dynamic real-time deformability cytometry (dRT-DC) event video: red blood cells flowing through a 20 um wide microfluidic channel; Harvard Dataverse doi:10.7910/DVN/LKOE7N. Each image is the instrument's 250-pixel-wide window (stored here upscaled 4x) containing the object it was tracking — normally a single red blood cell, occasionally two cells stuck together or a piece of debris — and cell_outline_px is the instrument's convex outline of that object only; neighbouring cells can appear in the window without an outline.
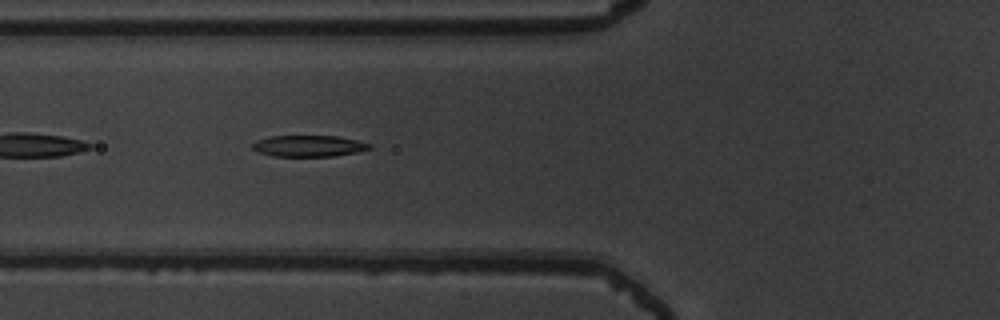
{"species": "common noctule bat (a hibernating species)", "species_latin": "Nyctalus noctula", "temperature_condition": "warm", "stored_images_in_passage": 35, "camera_frame_rate_fps": 3000, "um_per_image_px": 0.085, "animal": {"sex": "male", "body_mass_g": 19.5, "forearm_length_mm": 54.6}, "frame": {"image": 1, "passage_image": 5, "time_ms": 1.333, "image_size_px": [1000, 320], "cell_outline_px": [[372, 148], [356, 152], [332, 156], [272, 156], [260, 152], [252, 148], [252, 144], [256, 140], [272, 136], [336, 136], [356, 140], [372, 144]], "centroid_in_image_um": [26.24, 12.4], "position_along_channel_um": 99.6, "area_um2": 14.39}}
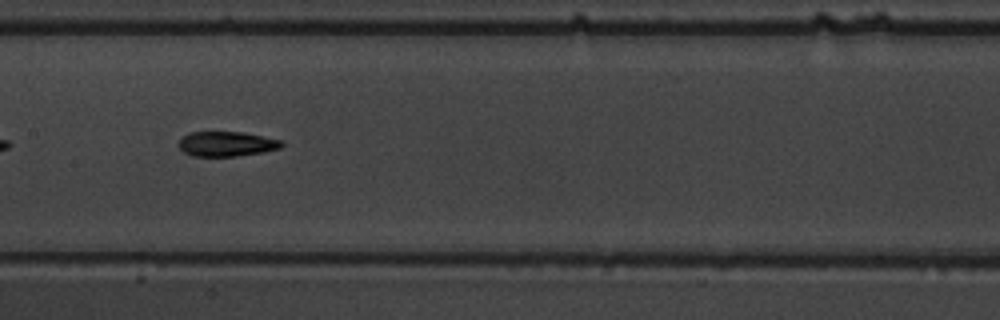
{"frame": {"image": 2, "passage_image": 12, "time_ms": 3.667, "image_size_px": [1000, 320], "cell_outline_px": [[284, 144], [280, 148], [264, 152], [236, 156], [192, 156], [184, 152], [180, 148], [180, 140], [188, 132], [244, 132], [284, 140]], "centroid_in_image_um": [19.31, 12.23], "position_along_channel_um": 188.1, "area_um2": 14.97}}
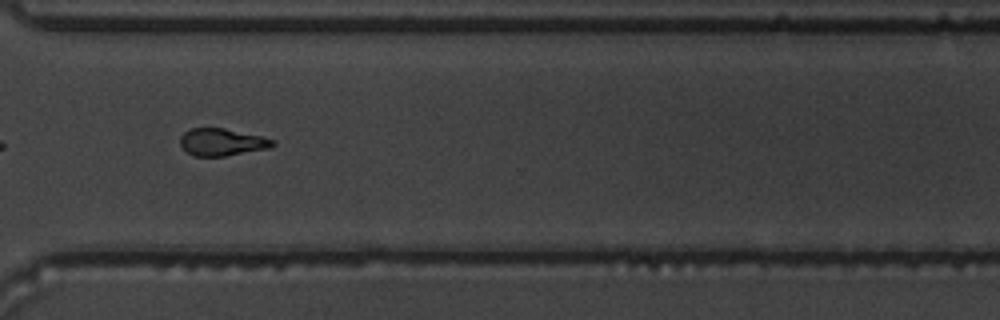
{"frame": {"image": 3, "passage_image": 25, "time_ms": 8.0, "image_size_px": [1000, 320], "cell_outline_px": [[276, 144], [268, 148], [224, 156], [196, 156], [188, 152], [180, 144], [180, 136], [184, 132], [192, 128], [224, 128], [260, 136], [276, 140]], "centroid_in_image_um": [18.87, 12.07], "position_along_channel_um": 351.7, "area_um2": 14.51}}